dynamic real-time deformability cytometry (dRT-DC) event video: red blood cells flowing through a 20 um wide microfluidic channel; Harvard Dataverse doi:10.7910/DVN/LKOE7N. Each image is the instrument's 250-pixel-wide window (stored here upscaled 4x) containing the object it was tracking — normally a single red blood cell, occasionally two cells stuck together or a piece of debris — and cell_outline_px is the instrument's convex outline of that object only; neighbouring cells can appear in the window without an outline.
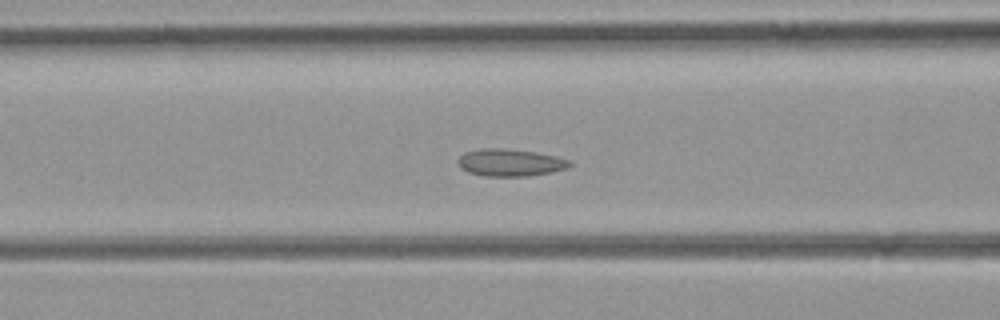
{"species": "common noctule bat (a hibernating species)", "species_latin": "Nyctalus noctula", "temperature_condition": "room temperature", "stored_images_in_passage": 44, "camera_frame_rate_fps": 3000, "um_per_image_px": 0.085, "animal": {"sex": "female", "body_mass_g": 21.9}, "frame": {"image": 1, "passage_image": 13, "time_ms": 4.0, "image_size_px": [1000, 320], "cell_outline_px": [[572, 164], [568, 168], [552, 172], [528, 176], [484, 176], [468, 172], [460, 168], [456, 160], [464, 152], [480, 148], [500, 148], [532, 152], [556, 156], [572, 160]], "centroid_in_image_um": [43.35, 13.82], "position_along_channel_um": 123.3, "area_um2": 17.86}}
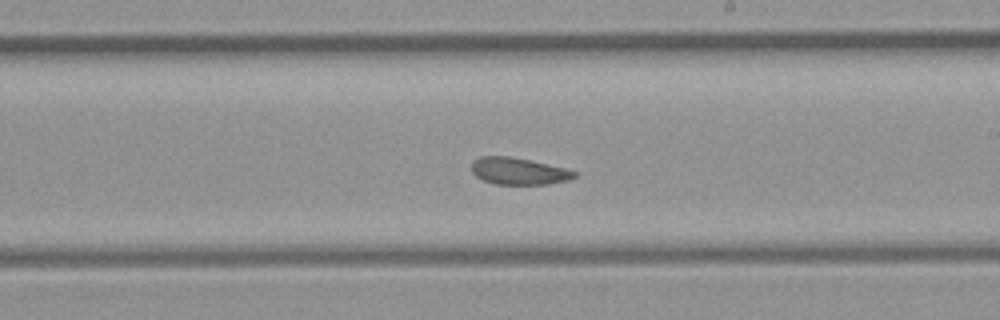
{"frame": {"image": 2, "passage_image": 22, "time_ms": 7.0, "image_size_px": [1000, 320], "cell_outline_px": [[580, 172], [576, 176], [568, 180], [548, 184], [496, 184], [484, 180], [476, 176], [472, 172], [472, 160], [480, 156], [508, 156], [528, 160], [564, 168]], "centroid_in_image_um": [44.08, 14.55], "position_along_channel_um": 244.9, "area_um2": 16.01}}
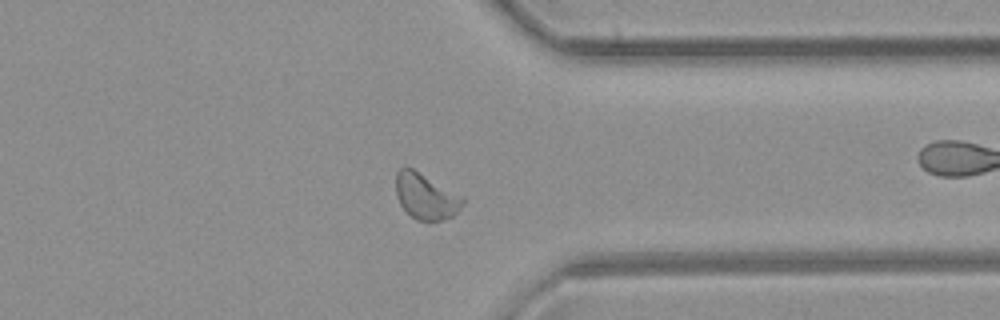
{"frame": {"image": 3, "passage_image": 32, "time_ms": 10.333, "image_size_px": [1000, 320], "cell_outline_px": [[464, 204], [452, 216], [428, 224], [416, 220], [400, 204], [396, 192], [396, 172], [400, 168], [412, 168], [464, 196]], "centroid_in_image_um": [36.21, 16.72], "position_along_channel_um": 375.2, "area_um2": 17.98}}